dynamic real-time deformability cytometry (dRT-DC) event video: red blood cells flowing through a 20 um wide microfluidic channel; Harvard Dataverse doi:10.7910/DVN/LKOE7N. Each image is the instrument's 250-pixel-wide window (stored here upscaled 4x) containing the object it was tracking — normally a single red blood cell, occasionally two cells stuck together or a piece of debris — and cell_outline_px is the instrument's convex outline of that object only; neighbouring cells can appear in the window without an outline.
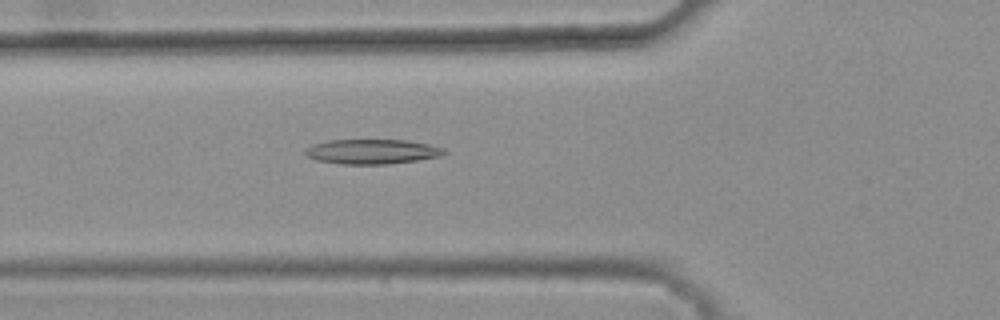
{"species": "common noctule bat (a hibernating species)", "species_latin": "Nyctalus noctula", "temperature_condition": "warm", "stored_images_in_passage": 30, "camera_frame_rate_fps": 3000, "um_per_image_px": 0.085, "animal": {"sex": "female", "body_mass_g": 25.1}, "frame": {"image": 1, "passage_image": 6, "time_ms": 1.667, "image_size_px": [1000, 320], "cell_outline_px": [[448, 152], [440, 156], [416, 160], [388, 164], [340, 164], [316, 160], [308, 156], [304, 152], [304, 148], [312, 144], [328, 140], [408, 140], [428, 144], [444, 148]], "centroid_in_image_um": [31.6, 12.88], "position_along_channel_um": 94.2, "area_um2": 20.11}}
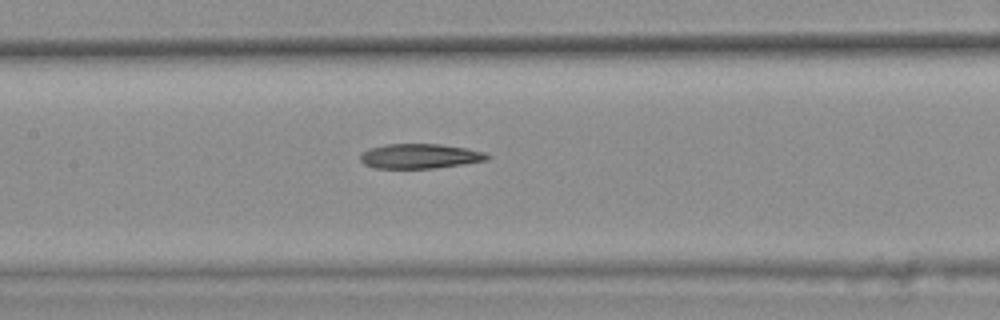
{"frame": {"image": 2, "passage_image": 12, "time_ms": 3.667, "image_size_px": [1000, 320], "cell_outline_px": [[492, 156], [488, 160], [464, 164], [436, 168], [376, 168], [364, 164], [360, 160], [360, 152], [368, 148], [384, 144], [440, 144], [464, 148], [484, 152]], "centroid_in_image_um": [35.67, 13.27], "position_along_channel_um": 171.7, "area_um2": 18.44}}
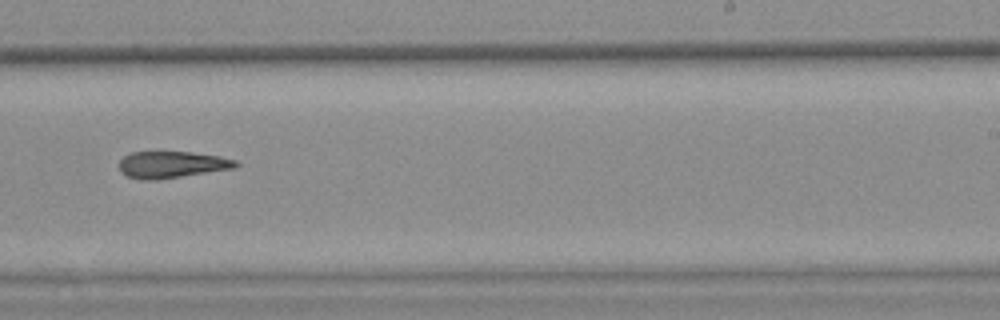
{"frame": {"image": 3, "passage_image": 20, "time_ms": 6.333, "image_size_px": [1000, 320], "cell_outline_px": [[240, 164], [236, 168], [156, 180], [144, 180], [128, 176], [120, 172], [120, 160], [124, 156], [132, 152], [192, 152], [220, 156], [236, 160]], "centroid_in_image_um": [14.64, 13.99], "position_along_channel_um": 274.4, "area_um2": 18.15}}